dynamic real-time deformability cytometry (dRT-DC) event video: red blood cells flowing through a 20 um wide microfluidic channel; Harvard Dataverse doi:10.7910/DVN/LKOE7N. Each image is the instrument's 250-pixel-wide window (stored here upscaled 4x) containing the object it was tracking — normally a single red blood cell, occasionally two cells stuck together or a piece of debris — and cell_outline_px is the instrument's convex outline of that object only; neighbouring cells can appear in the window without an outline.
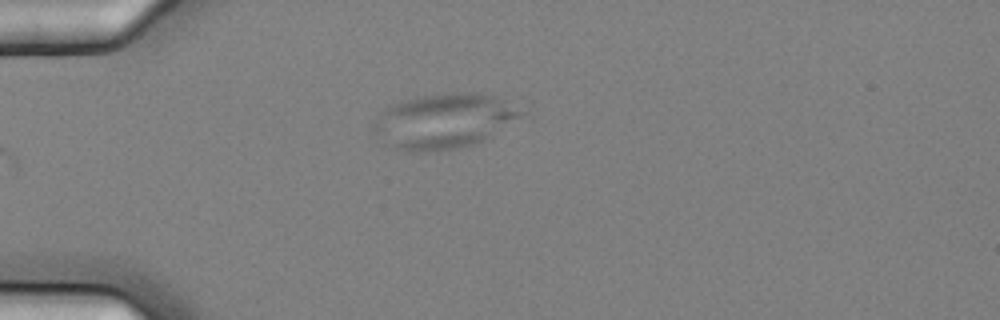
{"species": "common noctule bat (a hibernating species)", "species_latin": "Nyctalus noctula", "temperature_condition": "cold", "stored_images_in_passage": 11, "camera_frame_rate_fps": 3000, "um_per_image_px": 0.085, "animal": {"sex": "female", "body_mass_g": 25.1}, "frame": {"image": 1, "passage_image": 2, "time_ms": 0.333, "image_size_px": [1000, 320], "cell_outline_px": [[528, 112], [484, 140], [476, 144], [460, 148], [436, 152], [412, 152], [392, 148], [372, 128], [372, 124], [384, 108], [392, 104], [416, 96], [452, 92], [468, 92], [492, 96]], "centroid_in_image_um": [37.71, 10.3], "position_along_channel_um": 47.3, "area_um2": 47.16}}
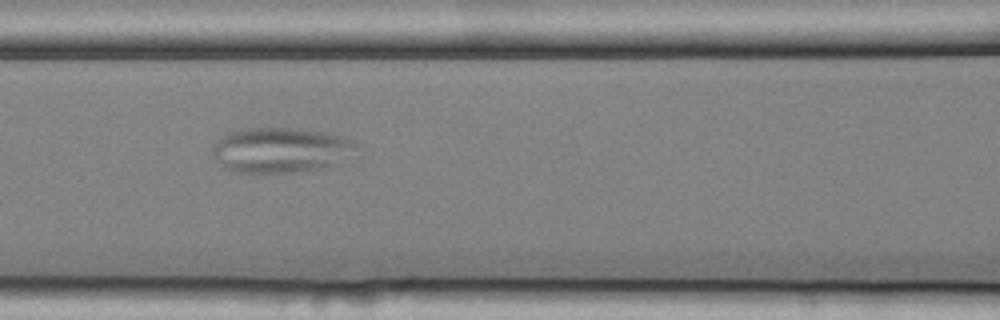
{"frame": {"image": 2, "passage_image": 5, "time_ms": 1.333, "image_size_px": [1000, 320], "cell_outline_px": [[352, 144], [332, 164], [324, 168], [300, 172], [236, 172], [224, 168], [220, 164], [212, 152], [212, 148], [216, 140], [228, 132], [248, 128], [296, 128], [324, 132], [344, 136], [352, 140]], "centroid_in_image_um": [23.68, 12.74], "position_along_channel_um": 142.9, "area_um2": 36.76}}
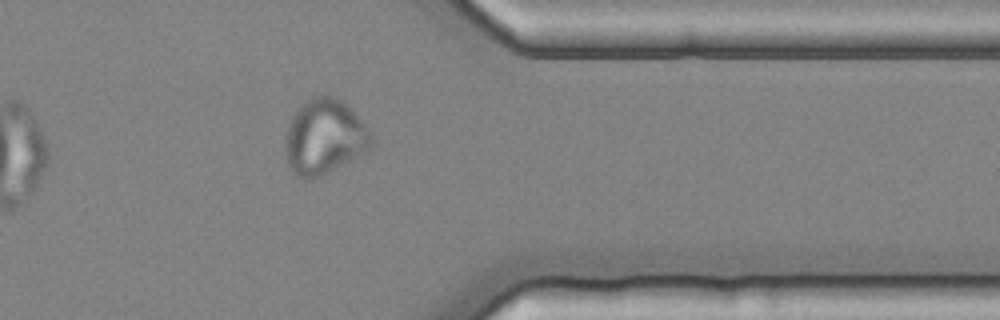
{"frame": {"image": 3, "passage_image": 11, "time_ms": 3.333, "image_size_px": [1000, 320], "cell_outline_px": [[372, 148], [312, 180], [300, 180], [288, 168], [284, 148], [288, 124], [292, 116], [312, 96], [324, 92], [336, 96], [344, 100], [372, 132]], "centroid_in_image_um": [27.56, 11.62], "position_along_channel_um": 383.8, "area_um2": 38.21}}